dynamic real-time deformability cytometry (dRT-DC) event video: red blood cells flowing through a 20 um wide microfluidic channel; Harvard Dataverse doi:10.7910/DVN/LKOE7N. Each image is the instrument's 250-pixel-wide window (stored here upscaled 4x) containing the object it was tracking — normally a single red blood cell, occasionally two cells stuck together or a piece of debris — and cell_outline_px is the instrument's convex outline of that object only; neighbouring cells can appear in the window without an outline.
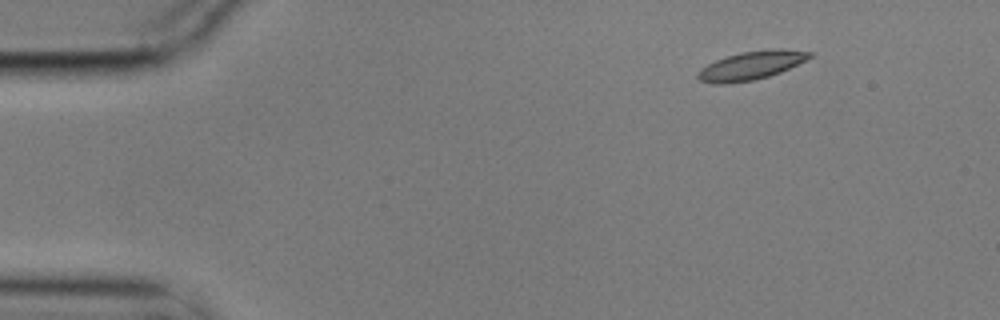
{"species": "common noctule bat (a hibernating species)", "species_latin": "Nyctalus noctula", "temperature_condition": "cold", "stored_images_in_passage": 5, "camera_frame_rate_fps": 3000, "um_per_image_px": 0.085, "animal": {"sex": "male", "body_mass_g": 17.9}, "frame": {"image": 1, "passage_image": 2, "time_ms": 0.333, "image_size_px": [1000, 320], "cell_outline_px": [[816, 52], [812, 56], [780, 72], [768, 76], [752, 80], [728, 84], [712, 84], [700, 80], [696, 76], [696, 72], [700, 68], [716, 60], [740, 52], [772, 48], [784, 48]], "centroid_in_image_um": [63.84, 5.55], "position_along_channel_um": 21.2, "area_um2": 18.67}}
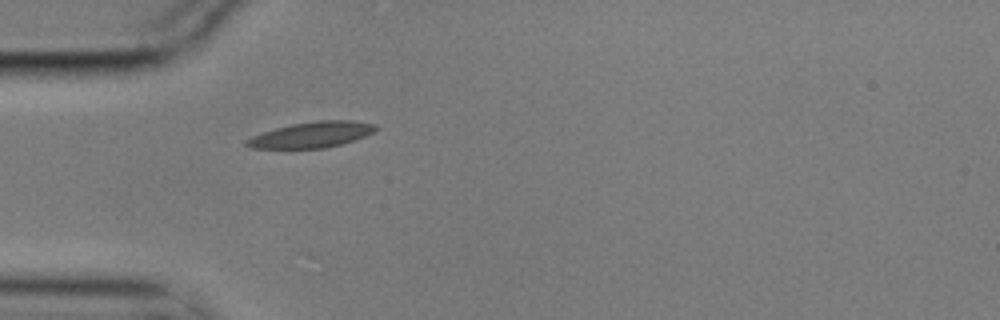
{"frame": {"image": 2, "passage_image": 5, "time_ms": 1.333, "image_size_px": [1000, 320], "cell_outline_px": [[380, 128], [364, 136], [340, 144], [324, 148], [248, 148], [244, 144], [244, 140], [252, 136], [276, 128], [292, 124], [316, 120], [352, 120], [376, 124]], "centroid_in_image_um": [26.48, 11.44], "position_along_channel_um": 58.5, "area_um2": 19.31}}